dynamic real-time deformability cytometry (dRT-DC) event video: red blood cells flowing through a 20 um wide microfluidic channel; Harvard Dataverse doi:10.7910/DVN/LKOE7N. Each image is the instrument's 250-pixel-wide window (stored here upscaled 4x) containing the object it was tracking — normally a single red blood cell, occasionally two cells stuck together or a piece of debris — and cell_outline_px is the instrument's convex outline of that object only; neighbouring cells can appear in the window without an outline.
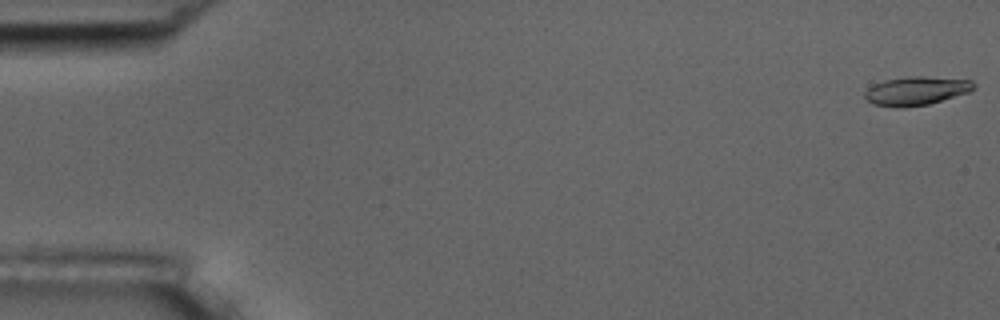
{"species": "common noctule bat (a hibernating species)", "species_latin": "Nyctalus noctula", "temperature_condition": "room temperature", "stored_images_in_passage": 7, "camera_frame_rate_fps": 3000, "um_per_image_px": 0.085, "animal": {"sex": "male", "body_mass_g": 17.5, "forearm_length_mm": 52.3}, "frame": {"image": 1, "passage_image": 1, "time_ms": 0.0, "image_size_px": [1000, 320], "cell_outline_px": [[976, 88], [968, 92], [928, 104], [900, 108], [872, 104], [864, 96], [864, 92], [868, 88], [884, 80], [908, 76], [924, 76], [972, 80], [976, 84]], "centroid_in_image_um": [77.89, 7.71], "position_along_channel_um": 7.1, "area_um2": 18.15}}
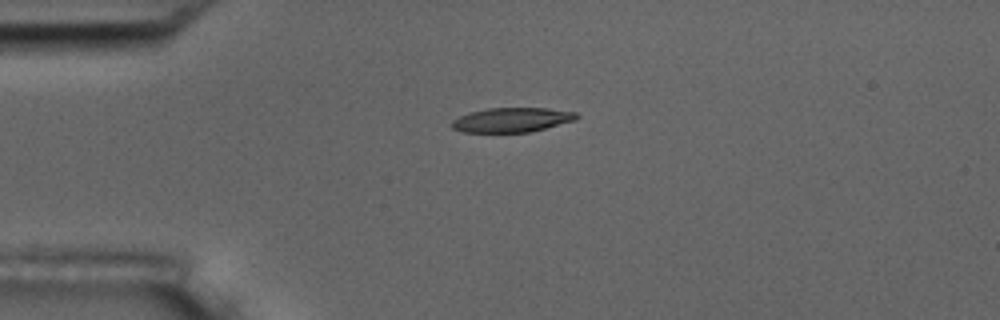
{"frame": {"image": 2, "passage_image": 5, "time_ms": 4.333, "image_size_px": [1000, 320], "cell_outline_px": [[580, 116], [576, 120], [528, 132], [464, 132], [452, 128], [448, 124], [452, 120], [468, 112], [488, 108], [548, 108], [576, 112]], "centroid_in_image_um": [43.48, 10.18], "position_along_channel_um": 41.5, "area_um2": 17.86}}